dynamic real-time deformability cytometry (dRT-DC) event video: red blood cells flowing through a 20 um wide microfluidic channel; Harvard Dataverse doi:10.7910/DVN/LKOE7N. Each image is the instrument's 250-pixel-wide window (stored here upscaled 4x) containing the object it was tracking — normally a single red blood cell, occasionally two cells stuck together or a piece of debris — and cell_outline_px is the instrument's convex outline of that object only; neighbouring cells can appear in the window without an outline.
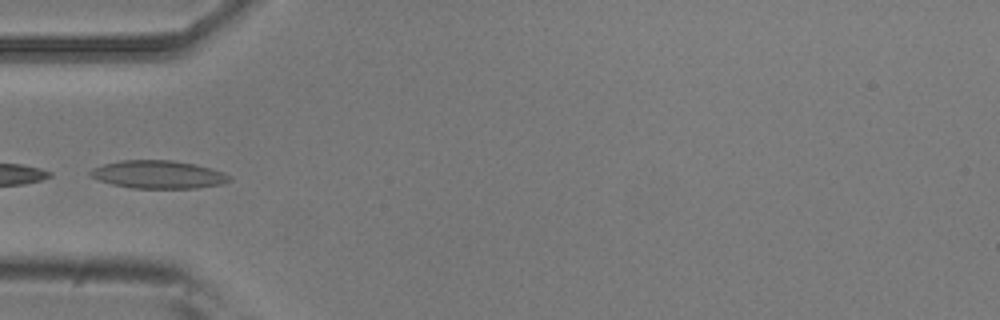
{"species": "common noctule bat (a hibernating species)", "species_latin": "Nyctalus noctula", "temperature_condition": "room temperature", "stored_images_in_passage": 5, "camera_frame_rate_fps": 3000, "um_per_image_px": 0.085, "animal": {"sex": "male", "body_mass_g": 20.5, "forearm_length_mm": 52.5}, "frame": {"image": 1, "passage_image": 5, "time_ms": 1.333, "image_size_px": [1000, 320], "cell_outline_px": [[232, 180], [224, 184], [196, 188], [132, 188], [112, 184], [88, 176], [88, 172], [92, 168], [104, 164], [120, 160], [172, 160], [196, 164], [212, 168], [224, 172], [232, 176]], "centroid_in_image_um": [13.49, 14.83], "position_along_channel_um": 71.5, "area_um2": 22.95}}